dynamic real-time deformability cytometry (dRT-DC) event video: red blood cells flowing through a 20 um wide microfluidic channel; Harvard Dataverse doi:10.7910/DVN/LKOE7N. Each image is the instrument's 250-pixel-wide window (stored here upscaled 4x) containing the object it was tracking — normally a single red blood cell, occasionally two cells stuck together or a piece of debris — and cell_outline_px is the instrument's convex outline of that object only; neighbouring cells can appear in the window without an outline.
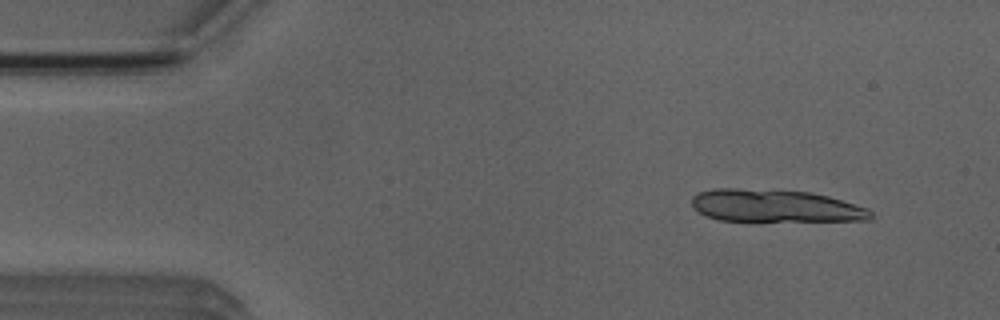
{"species": "Egyptian fruit bat (a non-hibernating species)", "species_latin": "Rousettus aegyptiacus", "temperature_condition": "room temperature", "stored_images_in_passage": 5, "camera_frame_rate_fps": 3000, "um_per_image_px": 0.085, "animal": {"sex": "male"}, "frame": {"image": 1, "passage_image": 2, "time_ms": 1.0, "image_size_px": [1000, 320], "cell_outline_px": [[872, 216], [868, 220], [720, 220], [708, 216], [700, 212], [692, 204], [692, 196], [700, 192], [712, 188], [736, 188], [808, 192], [828, 196], [868, 208], [872, 212]], "centroid_in_image_um": [65.88, 17.48], "position_along_channel_um": 19.1, "area_um2": 33.23}}